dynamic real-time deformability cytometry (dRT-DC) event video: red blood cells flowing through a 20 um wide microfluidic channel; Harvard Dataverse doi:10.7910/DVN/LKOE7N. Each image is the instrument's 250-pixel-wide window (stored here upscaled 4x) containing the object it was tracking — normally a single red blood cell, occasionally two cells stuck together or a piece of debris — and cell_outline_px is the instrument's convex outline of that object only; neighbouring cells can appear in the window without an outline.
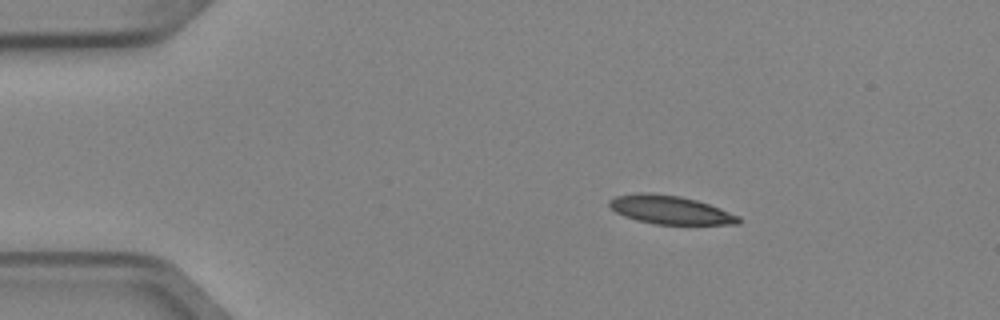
{"species": "Egyptian fruit bat (a non-hibernating species)", "species_latin": "Rousettus aegyptiacus", "temperature_condition": "cold", "stored_images_in_passage": 5, "camera_frame_rate_fps": 3000, "um_per_image_px": 0.085, "animal": {"sex": "female"}, "frame": {"image": 1, "passage_image": 1, "time_ms": 0.0, "image_size_px": [1000, 320], "cell_outline_px": [[740, 224], [656, 224], [636, 220], [624, 216], [616, 212], [608, 204], [608, 200], [616, 196], [640, 192], [652, 192], [680, 196], [696, 200], [720, 208], [740, 216]], "centroid_in_image_um": [56.95, 17.83], "position_along_channel_um": 28.1, "area_um2": 21.44}}
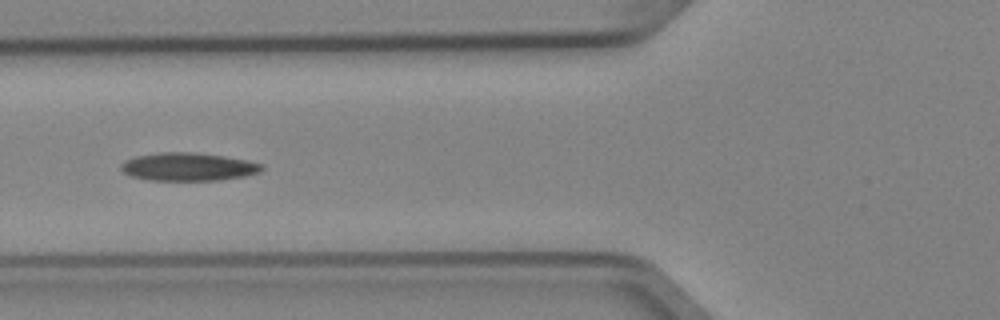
{"frame": {"image": 2, "passage_image": 4, "time_ms": 1.0, "image_size_px": [1000, 320], "cell_outline_px": [[264, 168], [260, 172], [244, 176], [220, 180], [152, 180], [132, 176], [124, 172], [120, 168], [128, 160], [136, 156], [160, 152], [192, 152], [224, 156], [248, 160], [264, 164]], "centroid_in_image_um": [16.07, 14.17], "position_along_channel_um": 109.7, "area_um2": 22.83}}
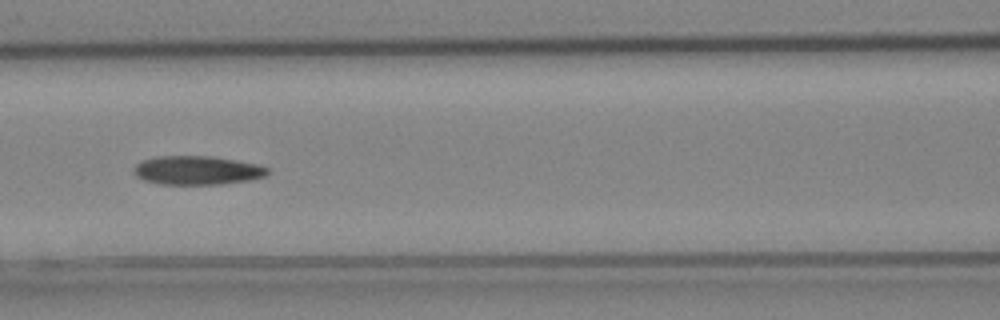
{"frame": {"image": 3, "passage_image": 5, "time_ms": 1.333, "image_size_px": [1000, 320], "cell_outline_px": [[268, 172], [264, 176], [248, 180], [220, 184], [160, 184], [144, 180], [136, 176], [132, 172], [136, 164], [144, 160], [156, 156], [212, 156], [256, 164], [268, 168]], "centroid_in_image_um": [16.71, 14.47], "position_along_channel_um": 149.9, "area_um2": 22.25}}